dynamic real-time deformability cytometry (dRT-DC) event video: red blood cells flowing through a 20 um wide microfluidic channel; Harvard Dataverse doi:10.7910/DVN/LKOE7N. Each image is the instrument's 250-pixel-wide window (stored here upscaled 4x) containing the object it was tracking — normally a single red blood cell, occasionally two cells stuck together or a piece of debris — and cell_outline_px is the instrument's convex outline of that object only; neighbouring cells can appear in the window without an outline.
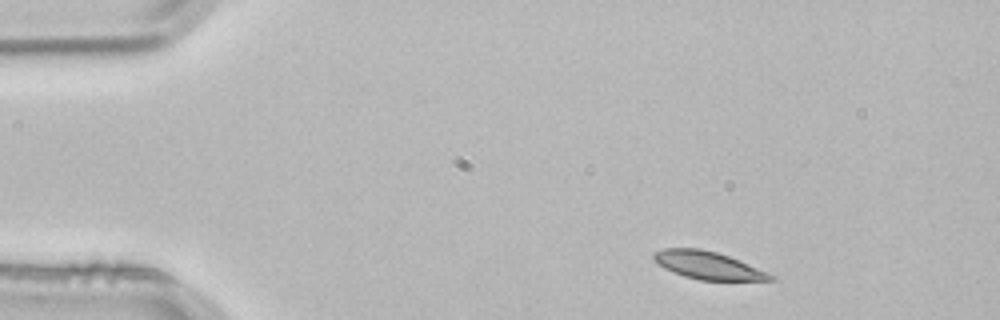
{"species": "common noctule bat (a hibernating species)", "species_latin": "Nyctalus noctula", "temperature_condition": "room temperature", "stored_images_in_passage": 3, "camera_frame_rate_fps": 3000, "um_per_image_px": 0.085, "animal": {"sex": "male", "body_mass_g": 21.5, "forearm_length_mm": 52.0}, "frame": {"image": 1, "passage_image": 1, "time_ms": 0.0, "image_size_px": [1000, 320], "cell_outline_px": [[776, 280], [700, 280], [684, 276], [672, 272], [656, 264], [652, 260], [652, 256], [656, 252], [664, 248], [700, 248], [716, 252], [728, 256], [768, 272], [776, 276]], "centroid_in_image_um": [60.15, 22.55], "position_along_channel_um": 24.9, "area_um2": 18.84}}
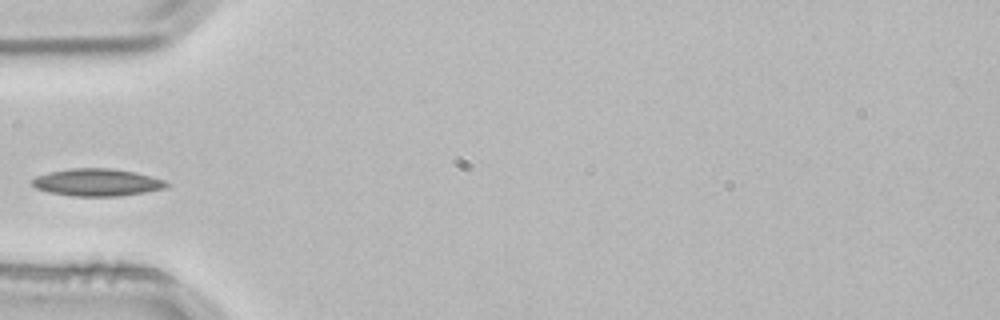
{"frame": {"image": 2, "passage_image": 3, "time_ms": 0.667, "image_size_px": [1000, 320], "cell_outline_px": [[168, 188], [144, 192], [116, 196], [72, 196], [48, 192], [36, 188], [32, 184], [32, 180], [36, 176], [48, 172], [72, 168], [112, 168], [152, 176], [164, 180], [168, 184]], "centroid_in_image_um": [8.24, 15.5], "position_along_channel_um": 76.8, "area_um2": 21.33}}